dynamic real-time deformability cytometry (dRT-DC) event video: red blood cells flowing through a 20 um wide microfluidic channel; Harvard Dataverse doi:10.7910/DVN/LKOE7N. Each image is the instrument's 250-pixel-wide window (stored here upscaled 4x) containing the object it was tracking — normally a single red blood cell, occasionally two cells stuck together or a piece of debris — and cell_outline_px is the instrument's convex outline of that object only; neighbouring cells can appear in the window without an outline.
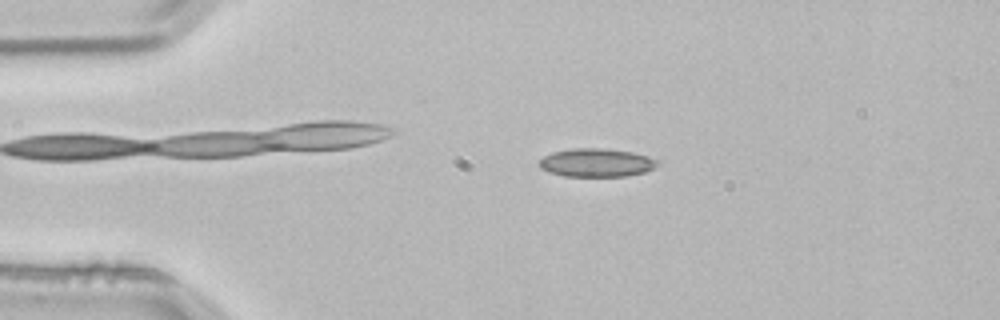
{"species": "common noctule bat (a hibernating species)", "species_latin": "Nyctalus noctula", "temperature_condition": "room temperature", "stored_images_in_passage": 4, "camera_frame_rate_fps": 3000, "um_per_image_px": 0.085, "animal": {"sex": "male", "body_mass_g": 21.5, "forearm_length_mm": 52.0}, "frame": {"image": 1, "passage_image": 2, "time_ms": 0.333, "image_size_px": [1000, 320], "cell_outline_px": [[660, 164], [644, 172], [628, 176], [564, 176], [548, 172], [540, 168], [536, 164], [544, 156], [552, 152], [572, 148], [604, 148], [632, 152], [648, 156], [656, 160]], "centroid_in_image_um": [50.66, 13.82], "position_along_channel_um": 34.3, "area_um2": 19.65}}